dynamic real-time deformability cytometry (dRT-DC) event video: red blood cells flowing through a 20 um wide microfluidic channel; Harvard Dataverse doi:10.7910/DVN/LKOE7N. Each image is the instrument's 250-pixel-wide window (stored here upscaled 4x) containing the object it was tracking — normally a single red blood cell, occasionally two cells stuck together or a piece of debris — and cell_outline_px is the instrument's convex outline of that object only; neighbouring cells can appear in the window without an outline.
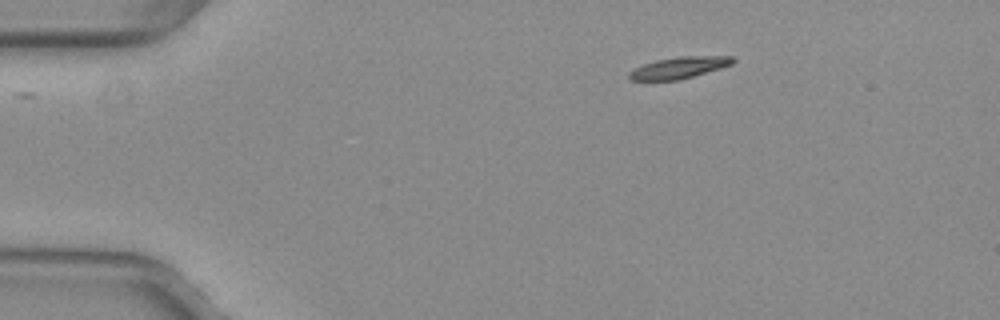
{"species": "common noctule bat (a hibernating species)", "species_latin": "Nyctalus noctula", "temperature_condition": "warm", "stored_images_in_passage": 44, "camera_frame_rate_fps": 3000, "um_per_image_px": 0.085, "animal": {"sex": "female", "body_mass_g": 29.2, "forearm_length_mm": 56.3}, "frame": {"image": 1, "passage_image": 1, "time_ms": 0.0, "image_size_px": [1000, 320], "cell_outline_px": [[736, 60], [732, 64], [720, 68], [680, 80], [628, 80], [628, 72], [644, 64], [656, 60], [680, 56], [732, 56]], "centroid_in_image_um": [57.72, 5.75], "position_along_channel_um": 27.3, "area_um2": 12.95}}
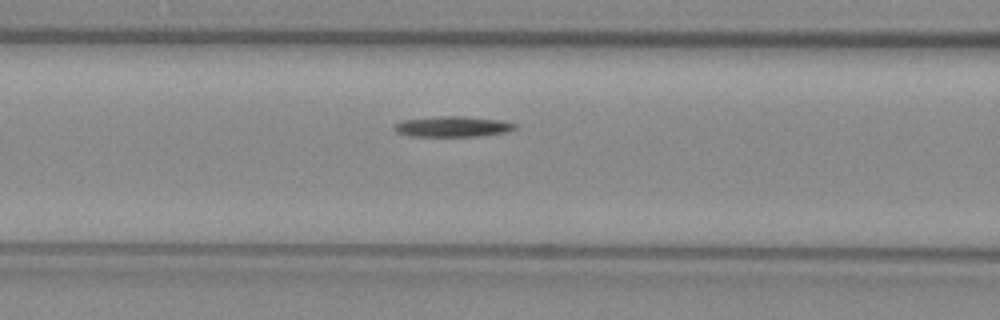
{"frame": {"image": 2, "passage_image": 14, "time_ms": 4.333, "image_size_px": [1000, 320], "cell_outline_px": [[516, 128], [508, 132], [480, 136], [412, 136], [396, 132], [392, 128], [396, 124], [404, 120], [440, 116], [460, 116], [500, 120], [516, 124]], "centroid_in_image_um": [38.49, 10.76], "position_along_channel_um": 128.1, "area_um2": 14.33}}
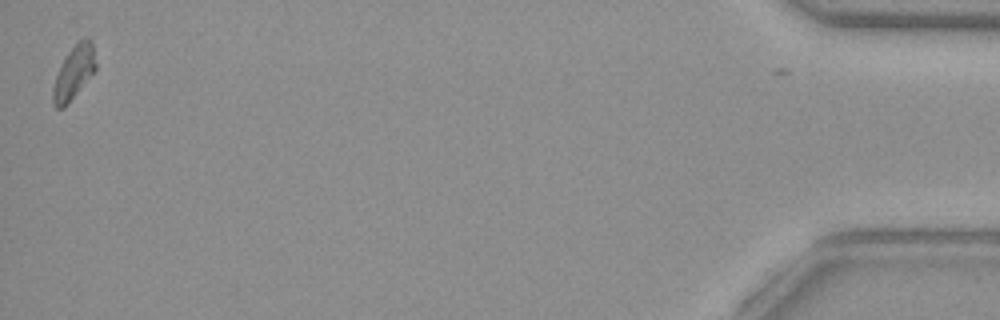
{"frame": {"image": 3, "passage_image": 44, "time_ms": 14.333, "image_size_px": [1000, 320], "cell_outline_px": [[96, 68], [68, 104], [64, 108], [56, 108], [52, 104], [52, 88], [56, 76], [68, 52], [80, 40], [88, 36], [92, 44], [96, 64]], "centroid_in_image_um": [6.25, 6.2], "position_along_channel_um": 428.9, "area_um2": 12.95}}